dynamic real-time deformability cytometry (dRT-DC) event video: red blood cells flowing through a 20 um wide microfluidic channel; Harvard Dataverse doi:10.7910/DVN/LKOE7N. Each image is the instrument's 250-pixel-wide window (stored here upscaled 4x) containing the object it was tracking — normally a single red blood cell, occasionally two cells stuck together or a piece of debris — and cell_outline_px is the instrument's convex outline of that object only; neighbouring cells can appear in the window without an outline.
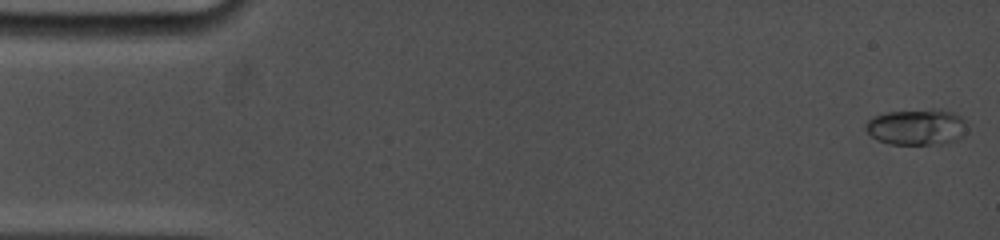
{"species": "common noctule bat (a hibernating species)", "species_latin": "Nyctalus noctula", "temperature_condition": "cold", "stored_images_in_passage": 9, "camera_frame_rate_fps": 5000, "um_per_image_px": 0.085, "animal": {"sex": "female", "body_mass_g": 19.0, "forearm_length_mm": 53.3}, "frame": {"image": 1, "passage_image": 1, "time_ms": 0.0, "image_size_px": [1000, 240], "cell_outline_px": [[964, 136], [948, 144], [888, 144], [876, 140], [864, 128], [864, 124], [872, 116], [888, 112], [932, 108], [936, 108], [952, 112], [960, 116], [964, 120]], "centroid_in_image_um": [77.89, 10.79], "position_along_channel_um": 7.1, "area_um2": 21.62}}